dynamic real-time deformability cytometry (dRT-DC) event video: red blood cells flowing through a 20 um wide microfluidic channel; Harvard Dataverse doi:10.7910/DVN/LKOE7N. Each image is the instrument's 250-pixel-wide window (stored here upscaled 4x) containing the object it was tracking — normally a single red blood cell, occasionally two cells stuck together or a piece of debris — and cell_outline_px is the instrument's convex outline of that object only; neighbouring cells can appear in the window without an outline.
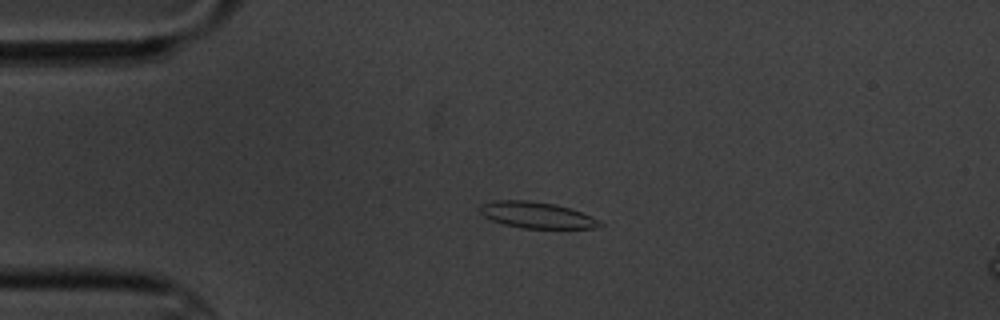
{"species": "common noctule bat (a hibernating species)", "species_latin": "Nyctalus noctula", "temperature_condition": "cold", "stored_images_in_passage": 4, "camera_frame_rate_fps": 3000, "um_per_image_px": 0.085, "animal": {"sex": "male", "body_mass_g": 20.1, "forearm_length_mm": 53.5}, "frame": {"image": 1, "passage_image": 2, "time_ms": 1.333, "image_size_px": [1000, 320], "cell_outline_px": [[604, 224], [596, 228], [524, 228], [504, 224], [492, 220], [484, 216], [480, 212], [480, 208], [484, 204], [492, 200], [528, 200], [556, 204], [580, 212], [600, 220]], "centroid_in_image_um": [45.63, 18.28], "position_along_channel_um": 39.4, "area_um2": 18.15}}